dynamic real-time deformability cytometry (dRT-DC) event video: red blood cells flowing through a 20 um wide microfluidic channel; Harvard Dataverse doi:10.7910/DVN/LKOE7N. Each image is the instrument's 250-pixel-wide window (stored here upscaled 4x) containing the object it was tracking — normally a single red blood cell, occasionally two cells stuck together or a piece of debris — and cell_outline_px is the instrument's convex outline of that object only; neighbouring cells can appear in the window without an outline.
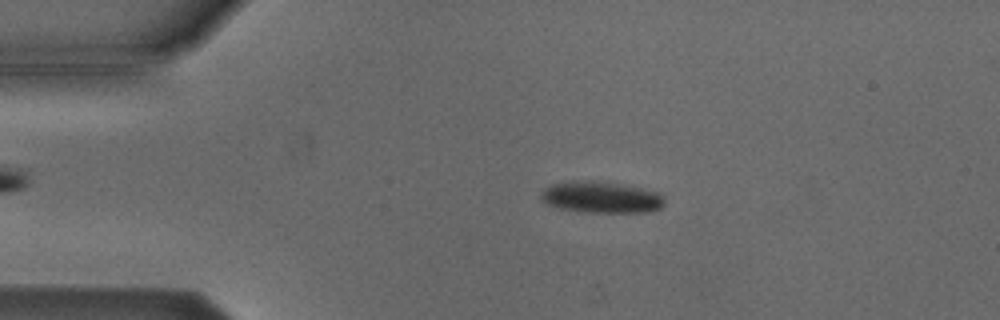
{"species": "Egyptian fruit bat (a non-hibernating species)", "species_latin": "Rousettus aegyptiacus", "temperature_condition": "cold", "stored_images_in_passage": 53, "camera_frame_rate_fps": 3000, "um_per_image_px": 0.085, "animal": {"sex": "male"}, "frame": {"image": 1, "passage_image": 11, "time_ms": 3.333, "image_size_px": [1000, 320], "cell_outline_px": [[664, 204], [660, 208], [648, 212], [588, 212], [560, 208], [548, 204], [540, 196], [540, 192], [544, 188], [552, 184], [572, 180], [592, 180], [616, 184], [656, 192], [664, 200]], "centroid_in_image_um": [51.04, 16.76], "position_along_channel_um": 34.0, "area_um2": 22.2}}
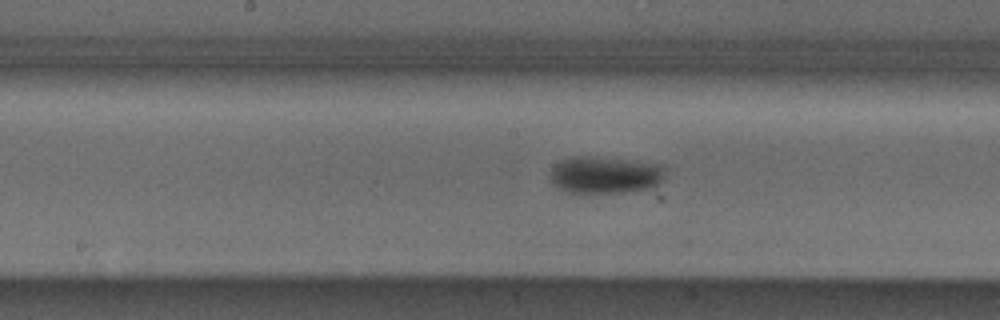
{"frame": {"image": 2, "passage_image": 27, "time_ms": 8.667, "image_size_px": [1000, 320], "cell_outline_px": [[664, 176], [652, 188], [620, 192], [568, 192], [556, 188], [552, 184], [552, 168], [560, 160], [572, 156], [592, 156], [664, 164]], "centroid_in_image_um": [51.42, 14.85], "position_along_channel_um": 196.8, "area_um2": 24.74}}
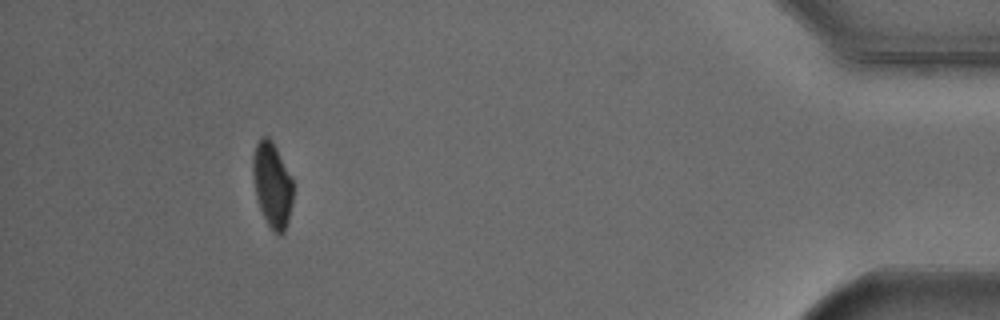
{"frame": {"image": 3, "passage_image": 49, "time_ms": 16.0, "image_size_px": [1000, 320], "cell_outline_px": [[292, 204], [288, 220], [284, 232], [276, 232], [268, 224], [260, 208], [256, 196], [252, 172], [252, 156], [256, 144], [260, 136], [268, 136], [272, 140], [292, 180]], "centroid_in_image_um": [23.11, 15.65], "position_along_channel_um": 412.1, "area_um2": 19.54}, "authors_computed_cell_mechanics": {"area_um2": 22.0796, "velocity_mm_per_s": 3.8205, "shape_relaxation_time_tau1_ms": 2.5215, "shape_relaxation_time_tau2_ms": null, "deformation_change_tau1": 0.0816, "deformation_change_tau2": null}}